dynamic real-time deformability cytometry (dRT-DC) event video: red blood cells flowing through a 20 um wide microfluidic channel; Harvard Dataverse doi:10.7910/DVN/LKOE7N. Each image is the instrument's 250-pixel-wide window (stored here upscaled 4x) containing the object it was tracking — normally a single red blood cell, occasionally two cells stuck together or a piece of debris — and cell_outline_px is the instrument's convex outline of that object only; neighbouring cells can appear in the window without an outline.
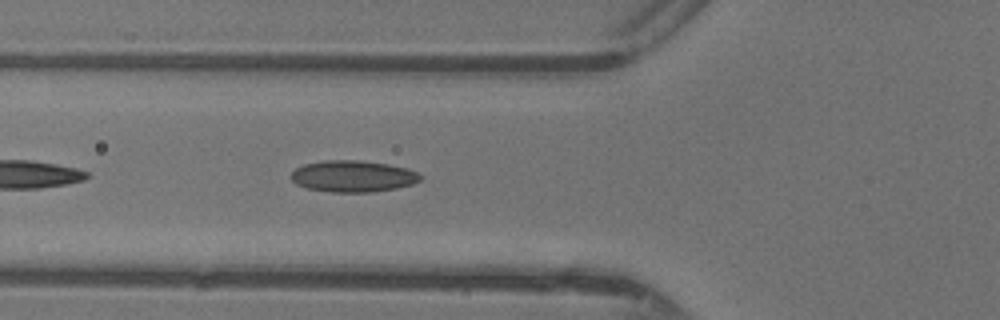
{"species": "common noctule bat (a hibernating species)", "species_latin": "Nyctalus noctula", "temperature_condition": "warm", "stored_images_in_passage": 12, "camera_frame_rate_fps": 3000, "um_per_image_px": 0.085, "animal": {"sex": "female"}, "frame": {"image": 1, "passage_image": 4, "time_ms": 1.0, "image_size_px": [1000, 320], "cell_outline_px": [[424, 176], [420, 180], [412, 184], [396, 188], [372, 192], [328, 192], [308, 188], [296, 184], [292, 180], [292, 172], [296, 168], [304, 164], [324, 160], [360, 160], [388, 164], [408, 168]], "centroid_in_image_um": [30.02, 14.98], "position_along_channel_um": 95.8, "area_um2": 23.81}}
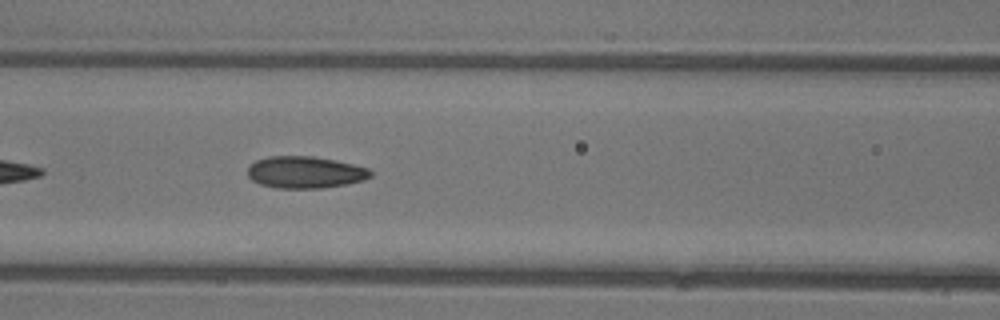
{"frame": {"image": 2, "passage_image": 7, "time_ms": 2.0, "image_size_px": [1000, 320], "cell_outline_px": [[372, 176], [364, 180], [344, 184], [320, 188], [276, 188], [260, 184], [252, 180], [248, 176], [248, 168], [256, 160], [268, 156], [312, 156], [336, 160], [368, 168], [372, 172]], "centroid_in_image_um": [25.93, 14.64], "position_along_channel_um": 140.7, "area_um2": 22.77}}
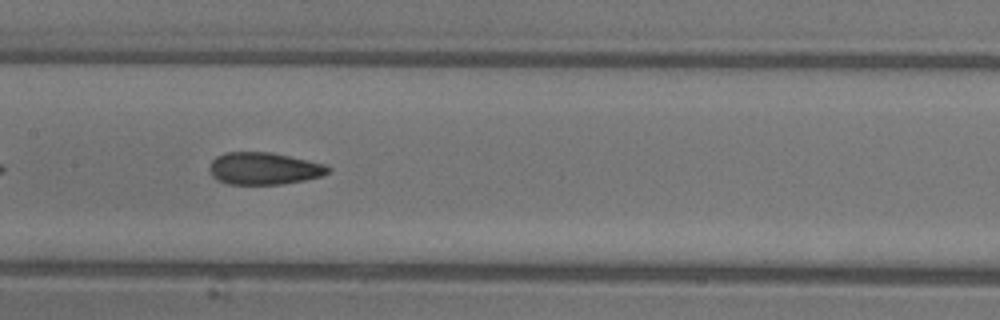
{"frame": {"image": 3, "passage_image": 10, "time_ms": 3.0, "image_size_px": [1000, 320], "cell_outline_px": [[332, 168], [324, 176], [284, 184], [228, 184], [216, 180], [212, 176], [208, 168], [212, 160], [216, 156], [224, 152], [272, 152], [324, 164]], "centroid_in_image_um": [22.41, 14.32], "position_along_channel_um": 185.0, "area_um2": 22.43}}